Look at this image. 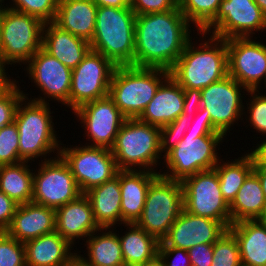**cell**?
<instances>
[{
    "label": "cell",
    "mask_w": 266,
    "mask_h": 266,
    "mask_svg": "<svg viewBox=\"0 0 266 266\" xmlns=\"http://www.w3.org/2000/svg\"><path fill=\"white\" fill-rule=\"evenodd\" d=\"M263 83H264V85H265V88H266V77H265V79H264V82H263Z\"/></svg>",
    "instance_id": "cell-58"
},
{
    "label": "cell",
    "mask_w": 266,
    "mask_h": 266,
    "mask_svg": "<svg viewBox=\"0 0 266 266\" xmlns=\"http://www.w3.org/2000/svg\"><path fill=\"white\" fill-rule=\"evenodd\" d=\"M240 266H251V265L241 264Z\"/></svg>",
    "instance_id": "cell-59"
},
{
    "label": "cell",
    "mask_w": 266,
    "mask_h": 266,
    "mask_svg": "<svg viewBox=\"0 0 266 266\" xmlns=\"http://www.w3.org/2000/svg\"><path fill=\"white\" fill-rule=\"evenodd\" d=\"M4 2V0H0V7H4V5H2V3Z\"/></svg>",
    "instance_id": "cell-57"
},
{
    "label": "cell",
    "mask_w": 266,
    "mask_h": 266,
    "mask_svg": "<svg viewBox=\"0 0 266 266\" xmlns=\"http://www.w3.org/2000/svg\"><path fill=\"white\" fill-rule=\"evenodd\" d=\"M128 231L119 236L125 266H147L158 259L159 241L136 223H124Z\"/></svg>",
    "instance_id": "cell-31"
},
{
    "label": "cell",
    "mask_w": 266,
    "mask_h": 266,
    "mask_svg": "<svg viewBox=\"0 0 266 266\" xmlns=\"http://www.w3.org/2000/svg\"><path fill=\"white\" fill-rule=\"evenodd\" d=\"M3 9L4 7H0V35H1V22H2V16H3Z\"/></svg>",
    "instance_id": "cell-55"
},
{
    "label": "cell",
    "mask_w": 266,
    "mask_h": 266,
    "mask_svg": "<svg viewBox=\"0 0 266 266\" xmlns=\"http://www.w3.org/2000/svg\"><path fill=\"white\" fill-rule=\"evenodd\" d=\"M18 205L13 199L0 191V231H5L11 225Z\"/></svg>",
    "instance_id": "cell-46"
},
{
    "label": "cell",
    "mask_w": 266,
    "mask_h": 266,
    "mask_svg": "<svg viewBox=\"0 0 266 266\" xmlns=\"http://www.w3.org/2000/svg\"><path fill=\"white\" fill-rule=\"evenodd\" d=\"M0 266H26L25 245L0 231Z\"/></svg>",
    "instance_id": "cell-38"
},
{
    "label": "cell",
    "mask_w": 266,
    "mask_h": 266,
    "mask_svg": "<svg viewBox=\"0 0 266 266\" xmlns=\"http://www.w3.org/2000/svg\"><path fill=\"white\" fill-rule=\"evenodd\" d=\"M253 171L257 174L259 181L261 183V187L263 189V193L266 199V166H263L259 164L255 159H254V167Z\"/></svg>",
    "instance_id": "cell-50"
},
{
    "label": "cell",
    "mask_w": 266,
    "mask_h": 266,
    "mask_svg": "<svg viewBox=\"0 0 266 266\" xmlns=\"http://www.w3.org/2000/svg\"><path fill=\"white\" fill-rule=\"evenodd\" d=\"M135 19L131 8L98 6L91 50L116 66H134Z\"/></svg>",
    "instance_id": "cell-3"
},
{
    "label": "cell",
    "mask_w": 266,
    "mask_h": 266,
    "mask_svg": "<svg viewBox=\"0 0 266 266\" xmlns=\"http://www.w3.org/2000/svg\"><path fill=\"white\" fill-rule=\"evenodd\" d=\"M97 7L93 0H59L54 23L90 43L95 31Z\"/></svg>",
    "instance_id": "cell-26"
},
{
    "label": "cell",
    "mask_w": 266,
    "mask_h": 266,
    "mask_svg": "<svg viewBox=\"0 0 266 266\" xmlns=\"http://www.w3.org/2000/svg\"><path fill=\"white\" fill-rule=\"evenodd\" d=\"M228 229L220 222L183 211L169 229L159 247H176L184 250L199 244H214Z\"/></svg>",
    "instance_id": "cell-19"
},
{
    "label": "cell",
    "mask_w": 266,
    "mask_h": 266,
    "mask_svg": "<svg viewBox=\"0 0 266 266\" xmlns=\"http://www.w3.org/2000/svg\"><path fill=\"white\" fill-rule=\"evenodd\" d=\"M245 91L248 90L229 75L201 90L202 108L209 110L212 125L224 136L236 121L243 120Z\"/></svg>",
    "instance_id": "cell-15"
},
{
    "label": "cell",
    "mask_w": 266,
    "mask_h": 266,
    "mask_svg": "<svg viewBox=\"0 0 266 266\" xmlns=\"http://www.w3.org/2000/svg\"><path fill=\"white\" fill-rule=\"evenodd\" d=\"M116 67L101 53L90 49L72 69L69 108L74 111L87 102L108 96Z\"/></svg>",
    "instance_id": "cell-11"
},
{
    "label": "cell",
    "mask_w": 266,
    "mask_h": 266,
    "mask_svg": "<svg viewBox=\"0 0 266 266\" xmlns=\"http://www.w3.org/2000/svg\"><path fill=\"white\" fill-rule=\"evenodd\" d=\"M39 166L33 177L32 202L57 209L82 194L70 167L60 155L41 160Z\"/></svg>",
    "instance_id": "cell-13"
},
{
    "label": "cell",
    "mask_w": 266,
    "mask_h": 266,
    "mask_svg": "<svg viewBox=\"0 0 266 266\" xmlns=\"http://www.w3.org/2000/svg\"><path fill=\"white\" fill-rule=\"evenodd\" d=\"M160 138L161 127L144 123L138 118L126 119L110 149L118 169L159 173L154 168L164 156L161 154Z\"/></svg>",
    "instance_id": "cell-6"
},
{
    "label": "cell",
    "mask_w": 266,
    "mask_h": 266,
    "mask_svg": "<svg viewBox=\"0 0 266 266\" xmlns=\"http://www.w3.org/2000/svg\"><path fill=\"white\" fill-rule=\"evenodd\" d=\"M7 73H0V93H2L13 81Z\"/></svg>",
    "instance_id": "cell-51"
},
{
    "label": "cell",
    "mask_w": 266,
    "mask_h": 266,
    "mask_svg": "<svg viewBox=\"0 0 266 266\" xmlns=\"http://www.w3.org/2000/svg\"><path fill=\"white\" fill-rule=\"evenodd\" d=\"M26 71L29 79L45 97L30 98L37 102L49 103L54 99L58 103L69 107V94L71 87L72 69L62 64L58 59L51 56L43 48L38 49L26 63Z\"/></svg>",
    "instance_id": "cell-18"
},
{
    "label": "cell",
    "mask_w": 266,
    "mask_h": 266,
    "mask_svg": "<svg viewBox=\"0 0 266 266\" xmlns=\"http://www.w3.org/2000/svg\"><path fill=\"white\" fill-rule=\"evenodd\" d=\"M184 90L169 75L159 86L154 97L138 118L144 123L163 127L176 120L183 112Z\"/></svg>",
    "instance_id": "cell-22"
},
{
    "label": "cell",
    "mask_w": 266,
    "mask_h": 266,
    "mask_svg": "<svg viewBox=\"0 0 266 266\" xmlns=\"http://www.w3.org/2000/svg\"><path fill=\"white\" fill-rule=\"evenodd\" d=\"M228 229L238 241L242 264L266 266V219L243 220Z\"/></svg>",
    "instance_id": "cell-28"
},
{
    "label": "cell",
    "mask_w": 266,
    "mask_h": 266,
    "mask_svg": "<svg viewBox=\"0 0 266 266\" xmlns=\"http://www.w3.org/2000/svg\"><path fill=\"white\" fill-rule=\"evenodd\" d=\"M158 175L146 170H120L121 224L138 221L150 183Z\"/></svg>",
    "instance_id": "cell-24"
},
{
    "label": "cell",
    "mask_w": 266,
    "mask_h": 266,
    "mask_svg": "<svg viewBox=\"0 0 266 266\" xmlns=\"http://www.w3.org/2000/svg\"><path fill=\"white\" fill-rule=\"evenodd\" d=\"M239 244L234 234L228 229L213 244L211 266H240Z\"/></svg>",
    "instance_id": "cell-35"
},
{
    "label": "cell",
    "mask_w": 266,
    "mask_h": 266,
    "mask_svg": "<svg viewBox=\"0 0 266 266\" xmlns=\"http://www.w3.org/2000/svg\"><path fill=\"white\" fill-rule=\"evenodd\" d=\"M265 30L266 17L254 0H222L216 17L198 35L204 39L208 33L226 40L252 37Z\"/></svg>",
    "instance_id": "cell-10"
},
{
    "label": "cell",
    "mask_w": 266,
    "mask_h": 266,
    "mask_svg": "<svg viewBox=\"0 0 266 266\" xmlns=\"http://www.w3.org/2000/svg\"><path fill=\"white\" fill-rule=\"evenodd\" d=\"M70 266H84L78 260H75Z\"/></svg>",
    "instance_id": "cell-56"
},
{
    "label": "cell",
    "mask_w": 266,
    "mask_h": 266,
    "mask_svg": "<svg viewBox=\"0 0 266 266\" xmlns=\"http://www.w3.org/2000/svg\"><path fill=\"white\" fill-rule=\"evenodd\" d=\"M44 22L4 6L0 35V60L5 65H26L42 48ZM21 62V63H20Z\"/></svg>",
    "instance_id": "cell-9"
},
{
    "label": "cell",
    "mask_w": 266,
    "mask_h": 266,
    "mask_svg": "<svg viewBox=\"0 0 266 266\" xmlns=\"http://www.w3.org/2000/svg\"><path fill=\"white\" fill-rule=\"evenodd\" d=\"M222 0H178L186 19L201 32L217 15Z\"/></svg>",
    "instance_id": "cell-34"
},
{
    "label": "cell",
    "mask_w": 266,
    "mask_h": 266,
    "mask_svg": "<svg viewBox=\"0 0 266 266\" xmlns=\"http://www.w3.org/2000/svg\"><path fill=\"white\" fill-rule=\"evenodd\" d=\"M197 47L192 39L170 70V76L182 87L202 90L228 75L226 40L210 35Z\"/></svg>",
    "instance_id": "cell-2"
},
{
    "label": "cell",
    "mask_w": 266,
    "mask_h": 266,
    "mask_svg": "<svg viewBox=\"0 0 266 266\" xmlns=\"http://www.w3.org/2000/svg\"><path fill=\"white\" fill-rule=\"evenodd\" d=\"M23 162L19 157V132L15 122L0 129V166Z\"/></svg>",
    "instance_id": "cell-37"
},
{
    "label": "cell",
    "mask_w": 266,
    "mask_h": 266,
    "mask_svg": "<svg viewBox=\"0 0 266 266\" xmlns=\"http://www.w3.org/2000/svg\"><path fill=\"white\" fill-rule=\"evenodd\" d=\"M5 231L23 243L52 233L55 231V209L34 202L20 204Z\"/></svg>",
    "instance_id": "cell-21"
},
{
    "label": "cell",
    "mask_w": 266,
    "mask_h": 266,
    "mask_svg": "<svg viewBox=\"0 0 266 266\" xmlns=\"http://www.w3.org/2000/svg\"><path fill=\"white\" fill-rule=\"evenodd\" d=\"M169 75L161 68L117 66L108 96L127 119H137Z\"/></svg>",
    "instance_id": "cell-5"
},
{
    "label": "cell",
    "mask_w": 266,
    "mask_h": 266,
    "mask_svg": "<svg viewBox=\"0 0 266 266\" xmlns=\"http://www.w3.org/2000/svg\"><path fill=\"white\" fill-rule=\"evenodd\" d=\"M92 206L95 222L100 228L121 225L120 170L113 179L95 186L84 193Z\"/></svg>",
    "instance_id": "cell-27"
},
{
    "label": "cell",
    "mask_w": 266,
    "mask_h": 266,
    "mask_svg": "<svg viewBox=\"0 0 266 266\" xmlns=\"http://www.w3.org/2000/svg\"><path fill=\"white\" fill-rule=\"evenodd\" d=\"M228 75L247 90H260L266 77V44L247 38L226 39Z\"/></svg>",
    "instance_id": "cell-17"
},
{
    "label": "cell",
    "mask_w": 266,
    "mask_h": 266,
    "mask_svg": "<svg viewBox=\"0 0 266 266\" xmlns=\"http://www.w3.org/2000/svg\"><path fill=\"white\" fill-rule=\"evenodd\" d=\"M191 266H211L213 244H199L188 250Z\"/></svg>",
    "instance_id": "cell-44"
},
{
    "label": "cell",
    "mask_w": 266,
    "mask_h": 266,
    "mask_svg": "<svg viewBox=\"0 0 266 266\" xmlns=\"http://www.w3.org/2000/svg\"><path fill=\"white\" fill-rule=\"evenodd\" d=\"M190 24L179 7L136 15L134 66L170 71L192 39Z\"/></svg>",
    "instance_id": "cell-1"
},
{
    "label": "cell",
    "mask_w": 266,
    "mask_h": 266,
    "mask_svg": "<svg viewBox=\"0 0 266 266\" xmlns=\"http://www.w3.org/2000/svg\"><path fill=\"white\" fill-rule=\"evenodd\" d=\"M8 8L35 16L44 23L54 22L59 0H11Z\"/></svg>",
    "instance_id": "cell-36"
},
{
    "label": "cell",
    "mask_w": 266,
    "mask_h": 266,
    "mask_svg": "<svg viewBox=\"0 0 266 266\" xmlns=\"http://www.w3.org/2000/svg\"><path fill=\"white\" fill-rule=\"evenodd\" d=\"M97 6L131 8L130 0H93Z\"/></svg>",
    "instance_id": "cell-49"
},
{
    "label": "cell",
    "mask_w": 266,
    "mask_h": 266,
    "mask_svg": "<svg viewBox=\"0 0 266 266\" xmlns=\"http://www.w3.org/2000/svg\"><path fill=\"white\" fill-rule=\"evenodd\" d=\"M130 7L135 15H144L174 10L178 0H130Z\"/></svg>",
    "instance_id": "cell-42"
},
{
    "label": "cell",
    "mask_w": 266,
    "mask_h": 266,
    "mask_svg": "<svg viewBox=\"0 0 266 266\" xmlns=\"http://www.w3.org/2000/svg\"><path fill=\"white\" fill-rule=\"evenodd\" d=\"M5 69H6L5 65L0 60V73H8V72H6Z\"/></svg>",
    "instance_id": "cell-54"
},
{
    "label": "cell",
    "mask_w": 266,
    "mask_h": 266,
    "mask_svg": "<svg viewBox=\"0 0 266 266\" xmlns=\"http://www.w3.org/2000/svg\"><path fill=\"white\" fill-rule=\"evenodd\" d=\"M184 210L201 217L231 225L230 207L223 199L215 169L204 170L182 181Z\"/></svg>",
    "instance_id": "cell-12"
},
{
    "label": "cell",
    "mask_w": 266,
    "mask_h": 266,
    "mask_svg": "<svg viewBox=\"0 0 266 266\" xmlns=\"http://www.w3.org/2000/svg\"><path fill=\"white\" fill-rule=\"evenodd\" d=\"M184 90V114L193 118L194 115L201 109V90L199 89H191V88H183Z\"/></svg>",
    "instance_id": "cell-47"
},
{
    "label": "cell",
    "mask_w": 266,
    "mask_h": 266,
    "mask_svg": "<svg viewBox=\"0 0 266 266\" xmlns=\"http://www.w3.org/2000/svg\"><path fill=\"white\" fill-rule=\"evenodd\" d=\"M85 243L87 244L85 246H87L86 249L88 250L87 257L81 254L79 255V252H77L76 257V260L82 265L125 266L119 234L116 231H111V228H100L99 231L93 232L87 237Z\"/></svg>",
    "instance_id": "cell-29"
},
{
    "label": "cell",
    "mask_w": 266,
    "mask_h": 266,
    "mask_svg": "<svg viewBox=\"0 0 266 266\" xmlns=\"http://www.w3.org/2000/svg\"><path fill=\"white\" fill-rule=\"evenodd\" d=\"M233 160V161H232ZM228 162L219 160L214 167L218 174L223 199L230 205L247 176L253 171L254 156L251 152Z\"/></svg>",
    "instance_id": "cell-32"
},
{
    "label": "cell",
    "mask_w": 266,
    "mask_h": 266,
    "mask_svg": "<svg viewBox=\"0 0 266 266\" xmlns=\"http://www.w3.org/2000/svg\"><path fill=\"white\" fill-rule=\"evenodd\" d=\"M27 95L24 92L14 119L19 132V157L23 162L31 163L40 156L47 161L50 160L47 154L57 150L59 156L60 145L64 144L56 138L49 103L31 100Z\"/></svg>",
    "instance_id": "cell-4"
},
{
    "label": "cell",
    "mask_w": 266,
    "mask_h": 266,
    "mask_svg": "<svg viewBox=\"0 0 266 266\" xmlns=\"http://www.w3.org/2000/svg\"><path fill=\"white\" fill-rule=\"evenodd\" d=\"M28 163L0 166V191L19 205L32 202L34 170Z\"/></svg>",
    "instance_id": "cell-33"
},
{
    "label": "cell",
    "mask_w": 266,
    "mask_h": 266,
    "mask_svg": "<svg viewBox=\"0 0 266 266\" xmlns=\"http://www.w3.org/2000/svg\"><path fill=\"white\" fill-rule=\"evenodd\" d=\"M246 95H250V98L252 97L251 99L248 98L250 100L249 103L246 102V108L248 109L246 112L250 114L245 117L250 122H246L250 123L249 125L253 126L256 132L266 137V93L261 95L257 90H248Z\"/></svg>",
    "instance_id": "cell-41"
},
{
    "label": "cell",
    "mask_w": 266,
    "mask_h": 266,
    "mask_svg": "<svg viewBox=\"0 0 266 266\" xmlns=\"http://www.w3.org/2000/svg\"><path fill=\"white\" fill-rule=\"evenodd\" d=\"M263 141V142H262ZM257 144L256 148L251 150L254 159L261 165L266 166V138Z\"/></svg>",
    "instance_id": "cell-48"
},
{
    "label": "cell",
    "mask_w": 266,
    "mask_h": 266,
    "mask_svg": "<svg viewBox=\"0 0 266 266\" xmlns=\"http://www.w3.org/2000/svg\"><path fill=\"white\" fill-rule=\"evenodd\" d=\"M183 211L182 182L159 174L150 183L141 217L136 224L161 242Z\"/></svg>",
    "instance_id": "cell-8"
},
{
    "label": "cell",
    "mask_w": 266,
    "mask_h": 266,
    "mask_svg": "<svg viewBox=\"0 0 266 266\" xmlns=\"http://www.w3.org/2000/svg\"><path fill=\"white\" fill-rule=\"evenodd\" d=\"M14 80L2 93H0V129L14 122L18 104L24 93Z\"/></svg>",
    "instance_id": "cell-39"
},
{
    "label": "cell",
    "mask_w": 266,
    "mask_h": 266,
    "mask_svg": "<svg viewBox=\"0 0 266 266\" xmlns=\"http://www.w3.org/2000/svg\"><path fill=\"white\" fill-rule=\"evenodd\" d=\"M229 207L231 224L243 220L266 219V199L254 171L247 176Z\"/></svg>",
    "instance_id": "cell-30"
},
{
    "label": "cell",
    "mask_w": 266,
    "mask_h": 266,
    "mask_svg": "<svg viewBox=\"0 0 266 266\" xmlns=\"http://www.w3.org/2000/svg\"><path fill=\"white\" fill-rule=\"evenodd\" d=\"M99 230L91 203L84 193L55 209V231L72 245L75 244V240H85L90 234Z\"/></svg>",
    "instance_id": "cell-20"
},
{
    "label": "cell",
    "mask_w": 266,
    "mask_h": 266,
    "mask_svg": "<svg viewBox=\"0 0 266 266\" xmlns=\"http://www.w3.org/2000/svg\"><path fill=\"white\" fill-rule=\"evenodd\" d=\"M254 1L260 7L263 15L266 17V0H254Z\"/></svg>",
    "instance_id": "cell-52"
},
{
    "label": "cell",
    "mask_w": 266,
    "mask_h": 266,
    "mask_svg": "<svg viewBox=\"0 0 266 266\" xmlns=\"http://www.w3.org/2000/svg\"><path fill=\"white\" fill-rule=\"evenodd\" d=\"M158 259L164 266H191L188 251L181 248L159 247Z\"/></svg>",
    "instance_id": "cell-43"
},
{
    "label": "cell",
    "mask_w": 266,
    "mask_h": 266,
    "mask_svg": "<svg viewBox=\"0 0 266 266\" xmlns=\"http://www.w3.org/2000/svg\"><path fill=\"white\" fill-rule=\"evenodd\" d=\"M59 155L70 167L82 193L113 179L119 171L111 150L107 148L63 146Z\"/></svg>",
    "instance_id": "cell-14"
},
{
    "label": "cell",
    "mask_w": 266,
    "mask_h": 266,
    "mask_svg": "<svg viewBox=\"0 0 266 266\" xmlns=\"http://www.w3.org/2000/svg\"><path fill=\"white\" fill-rule=\"evenodd\" d=\"M192 118L181 113L172 123L161 127V154L174 148L184 137Z\"/></svg>",
    "instance_id": "cell-40"
},
{
    "label": "cell",
    "mask_w": 266,
    "mask_h": 266,
    "mask_svg": "<svg viewBox=\"0 0 266 266\" xmlns=\"http://www.w3.org/2000/svg\"><path fill=\"white\" fill-rule=\"evenodd\" d=\"M26 266H70L77 257L73 245L56 231L24 243Z\"/></svg>",
    "instance_id": "cell-23"
},
{
    "label": "cell",
    "mask_w": 266,
    "mask_h": 266,
    "mask_svg": "<svg viewBox=\"0 0 266 266\" xmlns=\"http://www.w3.org/2000/svg\"><path fill=\"white\" fill-rule=\"evenodd\" d=\"M147 266H164L159 259H157L155 262L148 264Z\"/></svg>",
    "instance_id": "cell-53"
},
{
    "label": "cell",
    "mask_w": 266,
    "mask_h": 266,
    "mask_svg": "<svg viewBox=\"0 0 266 266\" xmlns=\"http://www.w3.org/2000/svg\"><path fill=\"white\" fill-rule=\"evenodd\" d=\"M187 131L194 133H221L212 125L209 110L202 107L192 118Z\"/></svg>",
    "instance_id": "cell-45"
},
{
    "label": "cell",
    "mask_w": 266,
    "mask_h": 266,
    "mask_svg": "<svg viewBox=\"0 0 266 266\" xmlns=\"http://www.w3.org/2000/svg\"><path fill=\"white\" fill-rule=\"evenodd\" d=\"M224 137L222 133L186 131L182 140L163 156L167 172L160 171L159 174L182 182L198 172L214 169L221 159L217 146L224 141Z\"/></svg>",
    "instance_id": "cell-7"
},
{
    "label": "cell",
    "mask_w": 266,
    "mask_h": 266,
    "mask_svg": "<svg viewBox=\"0 0 266 266\" xmlns=\"http://www.w3.org/2000/svg\"><path fill=\"white\" fill-rule=\"evenodd\" d=\"M72 113L81 120V127L86 128L84 132L87 141H93L92 144L88 142L85 145L107 149L113 147L116 136L127 119L109 96L87 102Z\"/></svg>",
    "instance_id": "cell-16"
},
{
    "label": "cell",
    "mask_w": 266,
    "mask_h": 266,
    "mask_svg": "<svg viewBox=\"0 0 266 266\" xmlns=\"http://www.w3.org/2000/svg\"><path fill=\"white\" fill-rule=\"evenodd\" d=\"M42 48L71 69H74L91 49L88 41L61 29L54 22L44 24Z\"/></svg>",
    "instance_id": "cell-25"
}]
</instances>
